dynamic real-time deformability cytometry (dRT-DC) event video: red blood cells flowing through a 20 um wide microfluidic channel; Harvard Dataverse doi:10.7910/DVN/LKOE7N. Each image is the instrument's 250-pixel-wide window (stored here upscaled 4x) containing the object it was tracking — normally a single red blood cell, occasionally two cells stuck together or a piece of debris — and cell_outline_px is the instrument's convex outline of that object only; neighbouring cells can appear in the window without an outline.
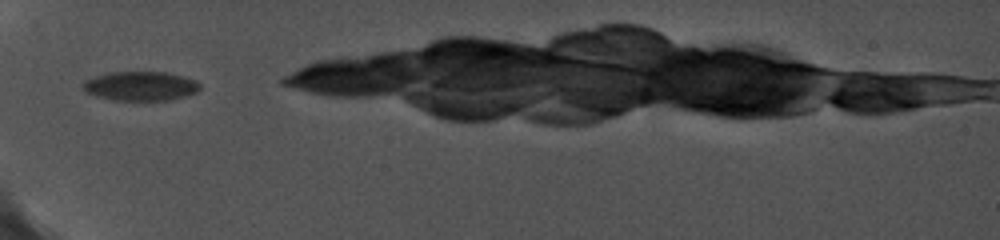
{"species": "common noctule bat (a hibernating species)", "species_latin": "Nyctalus noctula", "temperature_condition": "cold", "stored_images_in_passage": 10, "camera_frame_rate_fps": 5000, "um_per_image_px": 0.085, "animal": {"sex": "female", "body_mass_g": 19.0, "forearm_length_mm": 56.7}, "frame": {"image": 1, "passage_image": 1, "time_ms": 0.0, "image_size_px": [1000, 240], "cell_outline_px": [[200, 88], [196, 92], [184, 96], [168, 100], [116, 100], [96, 96], [88, 92], [84, 88], [84, 80], [108, 72], [164, 72], [184, 76], [196, 80], [200, 84]], "centroid_in_image_um": [11.98, 7.3], "position_along_channel_um": 73.0, "area_um2": 19.71}}
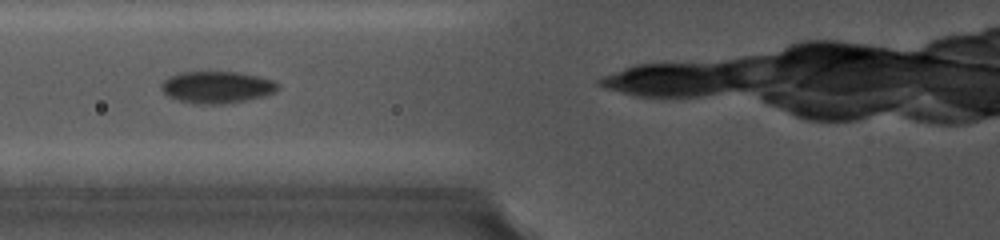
{"frame": {"image": 2, "passage_image": 2, "time_ms": 1.0, "image_size_px": [1000, 240], "cell_outline_px": [[276, 88], [272, 92], [260, 96], [244, 100], [216, 104], [200, 104], [180, 100], [168, 96], [160, 88], [164, 80], [168, 76], [180, 72], [236, 72], [260, 76], [272, 80], [276, 84]], "centroid_in_image_um": [18.36, 7.39], "position_along_channel_um": 107.4, "area_um2": 21.1}}